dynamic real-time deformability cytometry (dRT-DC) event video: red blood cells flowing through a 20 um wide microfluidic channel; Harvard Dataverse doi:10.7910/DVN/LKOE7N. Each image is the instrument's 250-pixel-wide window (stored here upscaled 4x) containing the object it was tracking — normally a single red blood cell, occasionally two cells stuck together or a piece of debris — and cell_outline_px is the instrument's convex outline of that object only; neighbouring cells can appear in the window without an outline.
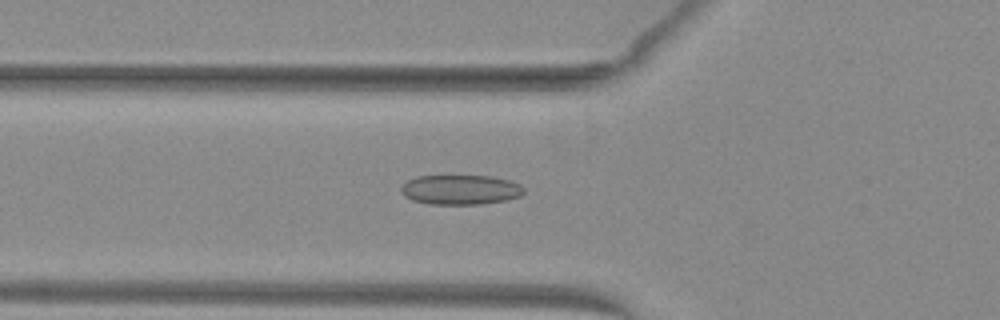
{"species": "common noctule bat (a hibernating species)", "species_latin": "Nyctalus noctula", "temperature_condition": "warm", "stored_images_in_passage": 38, "camera_frame_rate_fps": 3000, "um_per_image_px": 0.085, "animal": {"sex": "female", "body_mass_g": 29.2, "forearm_length_mm": 56.3}, "frame": {"image": 1, "passage_image": 6, "time_ms": 1.667, "image_size_px": [1000, 320], "cell_outline_px": [[524, 192], [520, 196], [508, 200], [480, 204], [428, 204], [412, 200], [404, 196], [400, 192], [400, 188], [408, 180], [416, 176], [488, 176], [508, 180], [520, 184], [524, 188]], "centroid_in_image_um": [39.13, 16.13], "position_along_channel_um": 86.7, "area_um2": 21.33}}
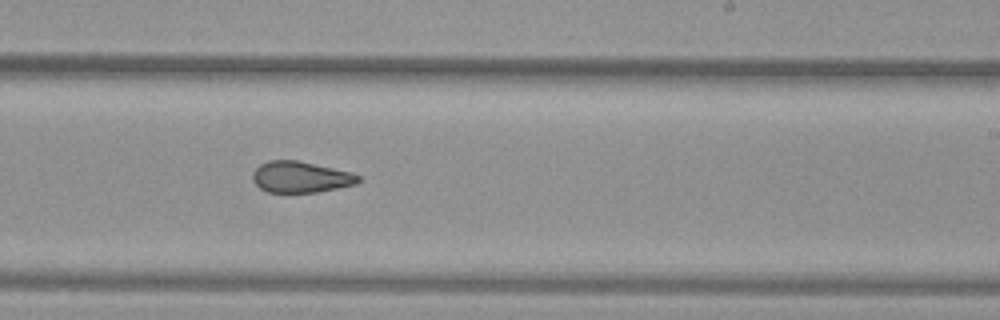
{"frame": {"image": 2, "passage_image": 19, "time_ms": 6.0, "image_size_px": [1000, 320], "cell_outline_px": [[360, 180], [356, 184], [316, 192], [268, 192], [260, 188], [252, 180], [252, 172], [260, 164], [268, 160], [296, 160], [352, 172], [360, 176]], "centroid_in_image_um": [25.53, 15.04], "position_along_channel_um": 263.5, "area_um2": 19.13}}
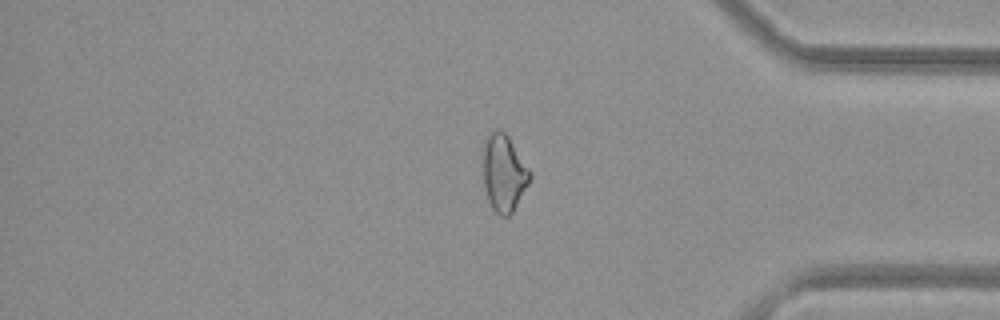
{"frame": {"image": 3, "passage_image": 30, "time_ms": 9.667, "image_size_px": [1000, 320], "cell_outline_px": [[532, 176], [528, 184], [512, 212], [508, 216], [500, 216], [492, 208], [488, 200], [484, 184], [484, 140], [496, 128], [500, 128], [508, 136], [532, 172]], "centroid_in_image_um": [42.84, 14.69], "position_along_channel_um": 392.4, "area_um2": 20.81}, "authors_computed_cell_mechanics": {"area_um2": 20.4323, "velocity_mm_per_s": 4.0637, "shape_relaxation_time_tau1_ms": null, "shape_relaxation_time_tau2_ms": 2.0232, "deformation_change_tau1": null, "deformation_change_tau2": 0.0878}}